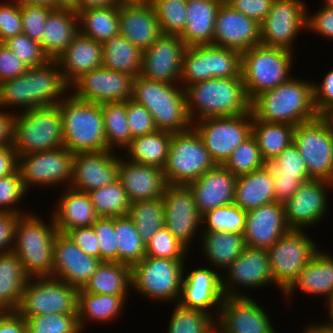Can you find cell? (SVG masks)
<instances>
[{
	"label": "cell",
	"instance_id": "6da1fadb",
	"mask_svg": "<svg viewBox=\"0 0 333 333\" xmlns=\"http://www.w3.org/2000/svg\"><path fill=\"white\" fill-rule=\"evenodd\" d=\"M69 90L57 60H48L43 65L28 68L16 78L1 82L0 107L5 110L17 106L20 113L58 105L71 92Z\"/></svg>",
	"mask_w": 333,
	"mask_h": 333
},
{
	"label": "cell",
	"instance_id": "7a4b0ae2",
	"mask_svg": "<svg viewBox=\"0 0 333 333\" xmlns=\"http://www.w3.org/2000/svg\"><path fill=\"white\" fill-rule=\"evenodd\" d=\"M251 112L260 121L296 126L318 117L313 82L290 77L251 101Z\"/></svg>",
	"mask_w": 333,
	"mask_h": 333
},
{
	"label": "cell",
	"instance_id": "3957f363",
	"mask_svg": "<svg viewBox=\"0 0 333 333\" xmlns=\"http://www.w3.org/2000/svg\"><path fill=\"white\" fill-rule=\"evenodd\" d=\"M187 112L192 122L251 112L242 77L212 78L185 88Z\"/></svg>",
	"mask_w": 333,
	"mask_h": 333
},
{
	"label": "cell",
	"instance_id": "277c9868",
	"mask_svg": "<svg viewBox=\"0 0 333 333\" xmlns=\"http://www.w3.org/2000/svg\"><path fill=\"white\" fill-rule=\"evenodd\" d=\"M131 99L151 113L158 130L183 132L192 127L185 89L180 84L153 81L138 75L132 80Z\"/></svg>",
	"mask_w": 333,
	"mask_h": 333
},
{
	"label": "cell",
	"instance_id": "5b68a950",
	"mask_svg": "<svg viewBox=\"0 0 333 333\" xmlns=\"http://www.w3.org/2000/svg\"><path fill=\"white\" fill-rule=\"evenodd\" d=\"M51 215L46 224L31 212L17 218L12 251L29 277H52L53 246L59 233Z\"/></svg>",
	"mask_w": 333,
	"mask_h": 333
},
{
	"label": "cell",
	"instance_id": "8992f818",
	"mask_svg": "<svg viewBox=\"0 0 333 333\" xmlns=\"http://www.w3.org/2000/svg\"><path fill=\"white\" fill-rule=\"evenodd\" d=\"M58 106L65 148L73 154L109 150L101 104L82 101L68 94Z\"/></svg>",
	"mask_w": 333,
	"mask_h": 333
},
{
	"label": "cell",
	"instance_id": "52a82bcc",
	"mask_svg": "<svg viewBox=\"0 0 333 333\" xmlns=\"http://www.w3.org/2000/svg\"><path fill=\"white\" fill-rule=\"evenodd\" d=\"M293 54L292 51L263 44L242 53L241 76L250 101L292 77Z\"/></svg>",
	"mask_w": 333,
	"mask_h": 333
},
{
	"label": "cell",
	"instance_id": "ba28073f",
	"mask_svg": "<svg viewBox=\"0 0 333 333\" xmlns=\"http://www.w3.org/2000/svg\"><path fill=\"white\" fill-rule=\"evenodd\" d=\"M16 113L13 147L17 156L64 147L62 116L58 105Z\"/></svg>",
	"mask_w": 333,
	"mask_h": 333
},
{
	"label": "cell",
	"instance_id": "9c48e42d",
	"mask_svg": "<svg viewBox=\"0 0 333 333\" xmlns=\"http://www.w3.org/2000/svg\"><path fill=\"white\" fill-rule=\"evenodd\" d=\"M184 264L185 259L145 256L131 267L132 288L150 300L177 304L186 271Z\"/></svg>",
	"mask_w": 333,
	"mask_h": 333
},
{
	"label": "cell",
	"instance_id": "30bf717a",
	"mask_svg": "<svg viewBox=\"0 0 333 333\" xmlns=\"http://www.w3.org/2000/svg\"><path fill=\"white\" fill-rule=\"evenodd\" d=\"M215 166L216 163L193 127L183 132H172L163 169L167 184L188 185Z\"/></svg>",
	"mask_w": 333,
	"mask_h": 333
},
{
	"label": "cell",
	"instance_id": "8fae6325",
	"mask_svg": "<svg viewBox=\"0 0 333 333\" xmlns=\"http://www.w3.org/2000/svg\"><path fill=\"white\" fill-rule=\"evenodd\" d=\"M242 53L214 45H198L186 48L180 74V85L185 89L192 83L212 78H236L241 76Z\"/></svg>",
	"mask_w": 333,
	"mask_h": 333
},
{
	"label": "cell",
	"instance_id": "7c38bea8",
	"mask_svg": "<svg viewBox=\"0 0 333 333\" xmlns=\"http://www.w3.org/2000/svg\"><path fill=\"white\" fill-rule=\"evenodd\" d=\"M78 289L53 277H29L16 310L25 320L32 316L77 314Z\"/></svg>",
	"mask_w": 333,
	"mask_h": 333
},
{
	"label": "cell",
	"instance_id": "4fadbf2b",
	"mask_svg": "<svg viewBox=\"0 0 333 333\" xmlns=\"http://www.w3.org/2000/svg\"><path fill=\"white\" fill-rule=\"evenodd\" d=\"M252 112L208 117L192 122L216 165H223L234 150L252 135Z\"/></svg>",
	"mask_w": 333,
	"mask_h": 333
},
{
	"label": "cell",
	"instance_id": "5bb4252c",
	"mask_svg": "<svg viewBox=\"0 0 333 333\" xmlns=\"http://www.w3.org/2000/svg\"><path fill=\"white\" fill-rule=\"evenodd\" d=\"M306 231L290 229L267 249L274 285L282 293L319 250Z\"/></svg>",
	"mask_w": 333,
	"mask_h": 333
},
{
	"label": "cell",
	"instance_id": "9a60e30c",
	"mask_svg": "<svg viewBox=\"0 0 333 333\" xmlns=\"http://www.w3.org/2000/svg\"><path fill=\"white\" fill-rule=\"evenodd\" d=\"M74 154L65 147L17 156V169L24 188L64 184L70 187ZM65 182V183H64ZM66 184V185H65Z\"/></svg>",
	"mask_w": 333,
	"mask_h": 333
},
{
	"label": "cell",
	"instance_id": "2e32d148",
	"mask_svg": "<svg viewBox=\"0 0 333 333\" xmlns=\"http://www.w3.org/2000/svg\"><path fill=\"white\" fill-rule=\"evenodd\" d=\"M307 4L304 0H275L260 24L261 44L289 51L298 35L307 30Z\"/></svg>",
	"mask_w": 333,
	"mask_h": 333
},
{
	"label": "cell",
	"instance_id": "e0dca14e",
	"mask_svg": "<svg viewBox=\"0 0 333 333\" xmlns=\"http://www.w3.org/2000/svg\"><path fill=\"white\" fill-rule=\"evenodd\" d=\"M293 143L312 179L333 182V136L319 117L295 126Z\"/></svg>",
	"mask_w": 333,
	"mask_h": 333
},
{
	"label": "cell",
	"instance_id": "ac0fdd59",
	"mask_svg": "<svg viewBox=\"0 0 333 333\" xmlns=\"http://www.w3.org/2000/svg\"><path fill=\"white\" fill-rule=\"evenodd\" d=\"M224 271L222 290L227 297H248L247 294L241 292V287L260 289L264 286L269 287L270 284L274 285L269 255L265 248L246 246L244 251Z\"/></svg>",
	"mask_w": 333,
	"mask_h": 333
},
{
	"label": "cell",
	"instance_id": "d6986e66",
	"mask_svg": "<svg viewBox=\"0 0 333 333\" xmlns=\"http://www.w3.org/2000/svg\"><path fill=\"white\" fill-rule=\"evenodd\" d=\"M332 188L333 182L323 179L303 182L293 196L283 203L290 229L307 230L323 221L329 211L327 190Z\"/></svg>",
	"mask_w": 333,
	"mask_h": 333
},
{
	"label": "cell",
	"instance_id": "ffe728a7",
	"mask_svg": "<svg viewBox=\"0 0 333 333\" xmlns=\"http://www.w3.org/2000/svg\"><path fill=\"white\" fill-rule=\"evenodd\" d=\"M133 77L103 66L82 74L71 85L72 95L97 104L125 102L132 98Z\"/></svg>",
	"mask_w": 333,
	"mask_h": 333
},
{
	"label": "cell",
	"instance_id": "44dd1931",
	"mask_svg": "<svg viewBox=\"0 0 333 333\" xmlns=\"http://www.w3.org/2000/svg\"><path fill=\"white\" fill-rule=\"evenodd\" d=\"M162 198L164 226L189 249L192 239L200 232L199 228L202 230V216L197 210L191 189L188 185L167 184Z\"/></svg>",
	"mask_w": 333,
	"mask_h": 333
},
{
	"label": "cell",
	"instance_id": "7402d4cb",
	"mask_svg": "<svg viewBox=\"0 0 333 333\" xmlns=\"http://www.w3.org/2000/svg\"><path fill=\"white\" fill-rule=\"evenodd\" d=\"M215 325L216 333H276L269 314L250 296H225Z\"/></svg>",
	"mask_w": 333,
	"mask_h": 333
},
{
	"label": "cell",
	"instance_id": "603a6c76",
	"mask_svg": "<svg viewBox=\"0 0 333 333\" xmlns=\"http://www.w3.org/2000/svg\"><path fill=\"white\" fill-rule=\"evenodd\" d=\"M186 48L179 35L162 34L143 51L140 75L153 81L180 84L181 65Z\"/></svg>",
	"mask_w": 333,
	"mask_h": 333
},
{
	"label": "cell",
	"instance_id": "cb8c5ba5",
	"mask_svg": "<svg viewBox=\"0 0 333 333\" xmlns=\"http://www.w3.org/2000/svg\"><path fill=\"white\" fill-rule=\"evenodd\" d=\"M188 272L187 275L184 274L178 304L187 309L205 312L216 320L217 312L225 298L222 290V273L207 266L197 267Z\"/></svg>",
	"mask_w": 333,
	"mask_h": 333
},
{
	"label": "cell",
	"instance_id": "d4e9b609",
	"mask_svg": "<svg viewBox=\"0 0 333 333\" xmlns=\"http://www.w3.org/2000/svg\"><path fill=\"white\" fill-rule=\"evenodd\" d=\"M102 260L82 251L65 234L58 233L53 246L52 277L81 289Z\"/></svg>",
	"mask_w": 333,
	"mask_h": 333
},
{
	"label": "cell",
	"instance_id": "484cf974",
	"mask_svg": "<svg viewBox=\"0 0 333 333\" xmlns=\"http://www.w3.org/2000/svg\"><path fill=\"white\" fill-rule=\"evenodd\" d=\"M259 44L260 24L224 1L216 15L212 45L243 53Z\"/></svg>",
	"mask_w": 333,
	"mask_h": 333
},
{
	"label": "cell",
	"instance_id": "4316f807",
	"mask_svg": "<svg viewBox=\"0 0 333 333\" xmlns=\"http://www.w3.org/2000/svg\"><path fill=\"white\" fill-rule=\"evenodd\" d=\"M114 153L112 150L75 153L70 187L88 193L116 181L119 158Z\"/></svg>",
	"mask_w": 333,
	"mask_h": 333
},
{
	"label": "cell",
	"instance_id": "83f0119b",
	"mask_svg": "<svg viewBox=\"0 0 333 333\" xmlns=\"http://www.w3.org/2000/svg\"><path fill=\"white\" fill-rule=\"evenodd\" d=\"M289 230L282 202L275 201L246 212L243 237L247 247L268 249Z\"/></svg>",
	"mask_w": 333,
	"mask_h": 333
},
{
	"label": "cell",
	"instance_id": "f1b7e54d",
	"mask_svg": "<svg viewBox=\"0 0 333 333\" xmlns=\"http://www.w3.org/2000/svg\"><path fill=\"white\" fill-rule=\"evenodd\" d=\"M237 176L223 165H216L188 184L201 216L234 203Z\"/></svg>",
	"mask_w": 333,
	"mask_h": 333
},
{
	"label": "cell",
	"instance_id": "f546056e",
	"mask_svg": "<svg viewBox=\"0 0 333 333\" xmlns=\"http://www.w3.org/2000/svg\"><path fill=\"white\" fill-rule=\"evenodd\" d=\"M119 156L118 179L131 203L158 199L164 194L167 182L161 168L125 161Z\"/></svg>",
	"mask_w": 333,
	"mask_h": 333
},
{
	"label": "cell",
	"instance_id": "4dcf8cb0",
	"mask_svg": "<svg viewBox=\"0 0 333 333\" xmlns=\"http://www.w3.org/2000/svg\"><path fill=\"white\" fill-rule=\"evenodd\" d=\"M119 9V33L142 51L150 47L162 32L154 8L150 2L121 4Z\"/></svg>",
	"mask_w": 333,
	"mask_h": 333
},
{
	"label": "cell",
	"instance_id": "1f68e13d",
	"mask_svg": "<svg viewBox=\"0 0 333 333\" xmlns=\"http://www.w3.org/2000/svg\"><path fill=\"white\" fill-rule=\"evenodd\" d=\"M56 60L70 86L82 74L102 66V43L79 32Z\"/></svg>",
	"mask_w": 333,
	"mask_h": 333
},
{
	"label": "cell",
	"instance_id": "d6a6232c",
	"mask_svg": "<svg viewBox=\"0 0 333 333\" xmlns=\"http://www.w3.org/2000/svg\"><path fill=\"white\" fill-rule=\"evenodd\" d=\"M297 289L312 297L324 296L329 302L333 298L332 254L318 250L283 295L292 296Z\"/></svg>",
	"mask_w": 333,
	"mask_h": 333
},
{
	"label": "cell",
	"instance_id": "836d02e7",
	"mask_svg": "<svg viewBox=\"0 0 333 333\" xmlns=\"http://www.w3.org/2000/svg\"><path fill=\"white\" fill-rule=\"evenodd\" d=\"M51 214L59 233L82 227H91L99 218L86 192L64 188Z\"/></svg>",
	"mask_w": 333,
	"mask_h": 333
},
{
	"label": "cell",
	"instance_id": "e575fe53",
	"mask_svg": "<svg viewBox=\"0 0 333 333\" xmlns=\"http://www.w3.org/2000/svg\"><path fill=\"white\" fill-rule=\"evenodd\" d=\"M224 1L202 0L187 2L186 27L179 35L187 47L212 45L216 15Z\"/></svg>",
	"mask_w": 333,
	"mask_h": 333
},
{
	"label": "cell",
	"instance_id": "d590c367",
	"mask_svg": "<svg viewBox=\"0 0 333 333\" xmlns=\"http://www.w3.org/2000/svg\"><path fill=\"white\" fill-rule=\"evenodd\" d=\"M78 33V13L70 9H54L43 30V52L50 60H56Z\"/></svg>",
	"mask_w": 333,
	"mask_h": 333
},
{
	"label": "cell",
	"instance_id": "8d00e7d4",
	"mask_svg": "<svg viewBox=\"0 0 333 333\" xmlns=\"http://www.w3.org/2000/svg\"><path fill=\"white\" fill-rule=\"evenodd\" d=\"M198 235L201 238V251L205 259L210 261L208 265L222 273L246 247L243 234L237 232L201 231Z\"/></svg>",
	"mask_w": 333,
	"mask_h": 333
},
{
	"label": "cell",
	"instance_id": "74e56055",
	"mask_svg": "<svg viewBox=\"0 0 333 333\" xmlns=\"http://www.w3.org/2000/svg\"><path fill=\"white\" fill-rule=\"evenodd\" d=\"M275 201L273 176L266 165L237 176L234 204L242 210L247 212Z\"/></svg>",
	"mask_w": 333,
	"mask_h": 333
},
{
	"label": "cell",
	"instance_id": "f35d334b",
	"mask_svg": "<svg viewBox=\"0 0 333 333\" xmlns=\"http://www.w3.org/2000/svg\"><path fill=\"white\" fill-rule=\"evenodd\" d=\"M128 296L93 294L85 292L82 288L78 289L77 317L81 331L84 332L85 323L87 326L89 321L97 323L113 322L124 311Z\"/></svg>",
	"mask_w": 333,
	"mask_h": 333
},
{
	"label": "cell",
	"instance_id": "ab89813d",
	"mask_svg": "<svg viewBox=\"0 0 333 333\" xmlns=\"http://www.w3.org/2000/svg\"><path fill=\"white\" fill-rule=\"evenodd\" d=\"M29 279L19 257L13 252L0 253V310L16 311Z\"/></svg>",
	"mask_w": 333,
	"mask_h": 333
},
{
	"label": "cell",
	"instance_id": "60d3db41",
	"mask_svg": "<svg viewBox=\"0 0 333 333\" xmlns=\"http://www.w3.org/2000/svg\"><path fill=\"white\" fill-rule=\"evenodd\" d=\"M171 138L172 132L166 130H156L150 134L134 137L124 149L127 152L126 160L163 170L167 162Z\"/></svg>",
	"mask_w": 333,
	"mask_h": 333
},
{
	"label": "cell",
	"instance_id": "b9f144b4",
	"mask_svg": "<svg viewBox=\"0 0 333 333\" xmlns=\"http://www.w3.org/2000/svg\"><path fill=\"white\" fill-rule=\"evenodd\" d=\"M142 60L143 51L120 33L102 44V66L109 70L135 78L141 73Z\"/></svg>",
	"mask_w": 333,
	"mask_h": 333
},
{
	"label": "cell",
	"instance_id": "7bdbcfd3",
	"mask_svg": "<svg viewBox=\"0 0 333 333\" xmlns=\"http://www.w3.org/2000/svg\"><path fill=\"white\" fill-rule=\"evenodd\" d=\"M131 287L130 266L119 262L102 261L82 289L93 294L128 295Z\"/></svg>",
	"mask_w": 333,
	"mask_h": 333
},
{
	"label": "cell",
	"instance_id": "ee69618b",
	"mask_svg": "<svg viewBox=\"0 0 333 333\" xmlns=\"http://www.w3.org/2000/svg\"><path fill=\"white\" fill-rule=\"evenodd\" d=\"M78 19L79 32L99 43L119 34L118 5L80 10Z\"/></svg>",
	"mask_w": 333,
	"mask_h": 333
},
{
	"label": "cell",
	"instance_id": "f6af8a7d",
	"mask_svg": "<svg viewBox=\"0 0 333 333\" xmlns=\"http://www.w3.org/2000/svg\"><path fill=\"white\" fill-rule=\"evenodd\" d=\"M295 126L284 123H269L253 116L252 135L258 142L261 156L268 163L293 143Z\"/></svg>",
	"mask_w": 333,
	"mask_h": 333
},
{
	"label": "cell",
	"instance_id": "bcb514c9",
	"mask_svg": "<svg viewBox=\"0 0 333 333\" xmlns=\"http://www.w3.org/2000/svg\"><path fill=\"white\" fill-rule=\"evenodd\" d=\"M115 236L119 263L132 267L146 256L145 243L128 215L115 217Z\"/></svg>",
	"mask_w": 333,
	"mask_h": 333
},
{
	"label": "cell",
	"instance_id": "7dc6e473",
	"mask_svg": "<svg viewBox=\"0 0 333 333\" xmlns=\"http://www.w3.org/2000/svg\"><path fill=\"white\" fill-rule=\"evenodd\" d=\"M101 110L107 148L112 151L121 148L124 151L133 139L127 121L126 101L103 103Z\"/></svg>",
	"mask_w": 333,
	"mask_h": 333
},
{
	"label": "cell",
	"instance_id": "c3c4849f",
	"mask_svg": "<svg viewBox=\"0 0 333 333\" xmlns=\"http://www.w3.org/2000/svg\"><path fill=\"white\" fill-rule=\"evenodd\" d=\"M164 200L162 197L131 203L128 216L146 244L157 231L164 227Z\"/></svg>",
	"mask_w": 333,
	"mask_h": 333
},
{
	"label": "cell",
	"instance_id": "681fc988",
	"mask_svg": "<svg viewBox=\"0 0 333 333\" xmlns=\"http://www.w3.org/2000/svg\"><path fill=\"white\" fill-rule=\"evenodd\" d=\"M99 217L128 215L131 202L119 179L113 183L87 193Z\"/></svg>",
	"mask_w": 333,
	"mask_h": 333
},
{
	"label": "cell",
	"instance_id": "f907efd6",
	"mask_svg": "<svg viewBox=\"0 0 333 333\" xmlns=\"http://www.w3.org/2000/svg\"><path fill=\"white\" fill-rule=\"evenodd\" d=\"M167 333H216L215 319L205 312L175 304Z\"/></svg>",
	"mask_w": 333,
	"mask_h": 333
},
{
	"label": "cell",
	"instance_id": "816d5d0a",
	"mask_svg": "<svg viewBox=\"0 0 333 333\" xmlns=\"http://www.w3.org/2000/svg\"><path fill=\"white\" fill-rule=\"evenodd\" d=\"M162 34L180 35L186 27L187 2L184 0H150Z\"/></svg>",
	"mask_w": 333,
	"mask_h": 333
},
{
	"label": "cell",
	"instance_id": "f5cc1de1",
	"mask_svg": "<svg viewBox=\"0 0 333 333\" xmlns=\"http://www.w3.org/2000/svg\"><path fill=\"white\" fill-rule=\"evenodd\" d=\"M202 223L201 231H230L243 234L246 211L233 203L208 211L202 216Z\"/></svg>",
	"mask_w": 333,
	"mask_h": 333
},
{
	"label": "cell",
	"instance_id": "db71d44e",
	"mask_svg": "<svg viewBox=\"0 0 333 333\" xmlns=\"http://www.w3.org/2000/svg\"><path fill=\"white\" fill-rule=\"evenodd\" d=\"M265 165L266 162L261 156L258 142L253 135L241 143L223 164L236 176L251 173Z\"/></svg>",
	"mask_w": 333,
	"mask_h": 333
},
{
	"label": "cell",
	"instance_id": "11a10c76",
	"mask_svg": "<svg viewBox=\"0 0 333 333\" xmlns=\"http://www.w3.org/2000/svg\"><path fill=\"white\" fill-rule=\"evenodd\" d=\"M27 333H83L77 314H54L32 316L26 319Z\"/></svg>",
	"mask_w": 333,
	"mask_h": 333
},
{
	"label": "cell",
	"instance_id": "9f6ffc18",
	"mask_svg": "<svg viewBox=\"0 0 333 333\" xmlns=\"http://www.w3.org/2000/svg\"><path fill=\"white\" fill-rule=\"evenodd\" d=\"M146 256L166 259H185L190 250L164 226L146 244Z\"/></svg>",
	"mask_w": 333,
	"mask_h": 333
},
{
	"label": "cell",
	"instance_id": "6f0895ef",
	"mask_svg": "<svg viewBox=\"0 0 333 333\" xmlns=\"http://www.w3.org/2000/svg\"><path fill=\"white\" fill-rule=\"evenodd\" d=\"M26 192L18 169L8 176L0 177V211H7L18 216L28 214V211L24 213L22 208L16 206L25 199Z\"/></svg>",
	"mask_w": 333,
	"mask_h": 333
},
{
	"label": "cell",
	"instance_id": "680465c9",
	"mask_svg": "<svg viewBox=\"0 0 333 333\" xmlns=\"http://www.w3.org/2000/svg\"><path fill=\"white\" fill-rule=\"evenodd\" d=\"M17 58L29 68L45 64L50 60L38 42L31 40L24 33L17 34L3 42Z\"/></svg>",
	"mask_w": 333,
	"mask_h": 333
},
{
	"label": "cell",
	"instance_id": "91938a15",
	"mask_svg": "<svg viewBox=\"0 0 333 333\" xmlns=\"http://www.w3.org/2000/svg\"><path fill=\"white\" fill-rule=\"evenodd\" d=\"M268 164L279 174L295 175L302 183L312 179L307 171L306 162L294 143Z\"/></svg>",
	"mask_w": 333,
	"mask_h": 333
},
{
	"label": "cell",
	"instance_id": "94428289",
	"mask_svg": "<svg viewBox=\"0 0 333 333\" xmlns=\"http://www.w3.org/2000/svg\"><path fill=\"white\" fill-rule=\"evenodd\" d=\"M53 8L41 5H21L22 33L42 47V34Z\"/></svg>",
	"mask_w": 333,
	"mask_h": 333
},
{
	"label": "cell",
	"instance_id": "6125c7cd",
	"mask_svg": "<svg viewBox=\"0 0 333 333\" xmlns=\"http://www.w3.org/2000/svg\"><path fill=\"white\" fill-rule=\"evenodd\" d=\"M99 244L102 261L118 262L115 236V217H99L92 225Z\"/></svg>",
	"mask_w": 333,
	"mask_h": 333
},
{
	"label": "cell",
	"instance_id": "be15d7a7",
	"mask_svg": "<svg viewBox=\"0 0 333 333\" xmlns=\"http://www.w3.org/2000/svg\"><path fill=\"white\" fill-rule=\"evenodd\" d=\"M126 113L129 129L133 138L158 130L151 113L142 104L129 99L126 101Z\"/></svg>",
	"mask_w": 333,
	"mask_h": 333
},
{
	"label": "cell",
	"instance_id": "e7e4bbea",
	"mask_svg": "<svg viewBox=\"0 0 333 333\" xmlns=\"http://www.w3.org/2000/svg\"><path fill=\"white\" fill-rule=\"evenodd\" d=\"M22 33L21 5L14 1L0 3V43Z\"/></svg>",
	"mask_w": 333,
	"mask_h": 333
},
{
	"label": "cell",
	"instance_id": "03108f58",
	"mask_svg": "<svg viewBox=\"0 0 333 333\" xmlns=\"http://www.w3.org/2000/svg\"><path fill=\"white\" fill-rule=\"evenodd\" d=\"M313 14L308 13L307 7V29L306 31L319 34L325 39L333 40V9L325 5L321 6ZM311 14V15H310Z\"/></svg>",
	"mask_w": 333,
	"mask_h": 333
},
{
	"label": "cell",
	"instance_id": "003e7915",
	"mask_svg": "<svg viewBox=\"0 0 333 333\" xmlns=\"http://www.w3.org/2000/svg\"><path fill=\"white\" fill-rule=\"evenodd\" d=\"M275 0H225L234 10L261 24Z\"/></svg>",
	"mask_w": 333,
	"mask_h": 333
},
{
	"label": "cell",
	"instance_id": "a7ac6f4b",
	"mask_svg": "<svg viewBox=\"0 0 333 333\" xmlns=\"http://www.w3.org/2000/svg\"><path fill=\"white\" fill-rule=\"evenodd\" d=\"M64 234L86 254L100 259L98 239L92 226L70 229Z\"/></svg>",
	"mask_w": 333,
	"mask_h": 333
},
{
	"label": "cell",
	"instance_id": "89a4df30",
	"mask_svg": "<svg viewBox=\"0 0 333 333\" xmlns=\"http://www.w3.org/2000/svg\"><path fill=\"white\" fill-rule=\"evenodd\" d=\"M28 68L6 45L0 43V83L24 74Z\"/></svg>",
	"mask_w": 333,
	"mask_h": 333
},
{
	"label": "cell",
	"instance_id": "2644e50d",
	"mask_svg": "<svg viewBox=\"0 0 333 333\" xmlns=\"http://www.w3.org/2000/svg\"><path fill=\"white\" fill-rule=\"evenodd\" d=\"M274 181V195L277 202L284 203L291 198L302 182L295 175L279 174L268 163Z\"/></svg>",
	"mask_w": 333,
	"mask_h": 333
},
{
	"label": "cell",
	"instance_id": "8c879c8a",
	"mask_svg": "<svg viewBox=\"0 0 333 333\" xmlns=\"http://www.w3.org/2000/svg\"><path fill=\"white\" fill-rule=\"evenodd\" d=\"M321 81L318 84L313 82L314 106L317 113L333 106V69L326 73Z\"/></svg>",
	"mask_w": 333,
	"mask_h": 333
},
{
	"label": "cell",
	"instance_id": "753ad0ef",
	"mask_svg": "<svg viewBox=\"0 0 333 333\" xmlns=\"http://www.w3.org/2000/svg\"><path fill=\"white\" fill-rule=\"evenodd\" d=\"M18 215L0 211V253L12 251Z\"/></svg>",
	"mask_w": 333,
	"mask_h": 333
},
{
	"label": "cell",
	"instance_id": "34e18365",
	"mask_svg": "<svg viewBox=\"0 0 333 333\" xmlns=\"http://www.w3.org/2000/svg\"><path fill=\"white\" fill-rule=\"evenodd\" d=\"M0 333H27L26 320L17 311H1Z\"/></svg>",
	"mask_w": 333,
	"mask_h": 333
},
{
	"label": "cell",
	"instance_id": "11e5206c",
	"mask_svg": "<svg viewBox=\"0 0 333 333\" xmlns=\"http://www.w3.org/2000/svg\"><path fill=\"white\" fill-rule=\"evenodd\" d=\"M13 111H5L0 107V146H13L14 144V119Z\"/></svg>",
	"mask_w": 333,
	"mask_h": 333
},
{
	"label": "cell",
	"instance_id": "2a66077c",
	"mask_svg": "<svg viewBox=\"0 0 333 333\" xmlns=\"http://www.w3.org/2000/svg\"><path fill=\"white\" fill-rule=\"evenodd\" d=\"M17 169V154L13 146H0V177Z\"/></svg>",
	"mask_w": 333,
	"mask_h": 333
},
{
	"label": "cell",
	"instance_id": "b9fcfbb0",
	"mask_svg": "<svg viewBox=\"0 0 333 333\" xmlns=\"http://www.w3.org/2000/svg\"><path fill=\"white\" fill-rule=\"evenodd\" d=\"M118 5L115 0H78L77 13L80 10Z\"/></svg>",
	"mask_w": 333,
	"mask_h": 333
},
{
	"label": "cell",
	"instance_id": "09005b40",
	"mask_svg": "<svg viewBox=\"0 0 333 333\" xmlns=\"http://www.w3.org/2000/svg\"><path fill=\"white\" fill-rule=\"evenodd\" d=\"M318 117L324 123L328 132L333 136V106L320 111Z\"/></svg>",
	"mask_w": 333,
	"mask_h": 333
},
{
	"label": "cell",
	"instance_id": "979ff035",
	"mask_svg": "<svg viewBox=\"0 0 333 333\" xmlns=\"http://www.w3.org/2000/svg\"><path fill=\"white\" fill-rule=\"evenodd\" d=\"M78 0H52L53 9H70L77 12Z\"/></svg>",
	"mask_w": 333,
	"mask_h": 333
},
{
	"label": "cell",
	"instance_id": "deb4b68c",
	"mask_svg": "<svg viewBox=\"0 0 333 333\" xmlns=\"http://www.w3.org/2000/svg\"><path fill=\"white\" fill-rule=\"evenodd\" d=\"M327 306H328V322L325 321L323 323H319L318 324L326 331L332 332L333 333V298L327 302Z\"/></svg>",
	"mask_w": 333,
	"mask_h": 333
},
{
	"label": "cell",
	"instance_id": "67dfc351",
	"mask_svg": "<svg viewBox=\"0 0 333 333\" xmlns=\"http://www.w3.org/2000/svg\"><path fill=\"white\" fill-rule=\"evenodd\" d=\"M19 5H41L52 8V0H11Z\"/></svg>",
	"mask_w": 333,
	"mask_h": 333
},
{
	"label": "cell",
	"instance_id": "b62a3aed",
	"mask_svg": "<svg viewBox=\"0 0 333 333\" xmlns=\"http://www.w3.org/2000/svg\"><path fill=\"white\" fill-rule=\"evenodd\" d=\"M307 326H305L303 333H332V332L324 330L318 323L315 324V322L312 323L311 325L309 324Z\"/></svg>",
	"mask_w": 333,
	"mask_h": 333
},
{
	"label": "cell",
	"instance_id": "603ad722",
	"mask_svg": "<svg viewBox=\"0 0 333 333\" xmlns=\"http://www.w3.org/2000/svg\"><path fill=\"white\" fill-rule=\"evenodd\" d=\"M149 1L150 0H115V2L118 5H121V4H142V3H147Z\"/></svg>",
	"mask_w": 333,
	"mask_h": 333
},
{
	"label": "cell",
	"instance_id": "5803f987",
	"mask_svg": "<svg viewBox=\"0 0 333 333\" xmlns=\"http://www.w3.org/2000/svg\"><path fill=\"white\" fill-rule=\"evenodd\" d=\"M324 5L333 9V0H323Z\"/></svg>",
	"mask_w": 333,
	"mask_h": 333
}]
</instances>
